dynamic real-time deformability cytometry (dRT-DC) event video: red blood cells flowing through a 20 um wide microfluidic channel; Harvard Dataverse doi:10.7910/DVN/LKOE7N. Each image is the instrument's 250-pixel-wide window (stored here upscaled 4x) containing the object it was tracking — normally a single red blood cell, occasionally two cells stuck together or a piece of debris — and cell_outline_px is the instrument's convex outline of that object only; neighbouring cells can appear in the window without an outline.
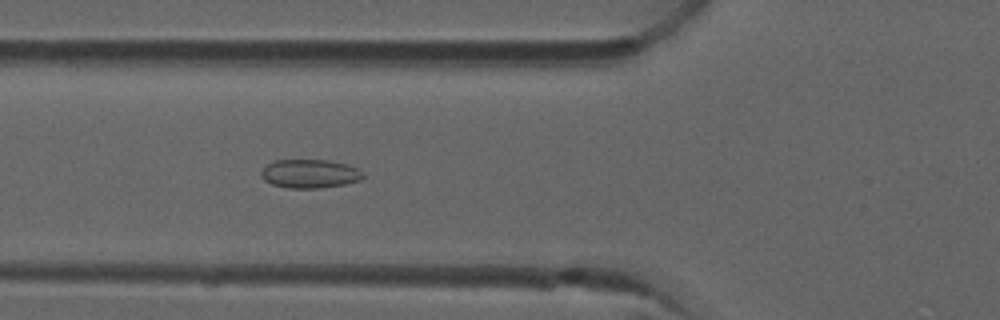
{"species": "common noctule bat (a hibernating species)", "species_latin": "Nyctalus noctula", "temperature_condition": "room temperature", "stored_images_in_passage": 51, "camera_frame_rate_fps": 3000, "um_per_image_px": 0.085, "animal": {"sex": "male", "forearm_length_mm": 52.5}, "frame": {"image": 1, "passage_image": 19, "time_ms": 6.0, "image_size_px": [1000, 320], "cell_outline_px": [[364, 176], [360, 180], [344, 184], [320, 188], [288, 188], [272, 184], [264, 180], [260, 176], [260, 172], [268, 164], [276, 160], [328, 160], [348, 164], [364, 172]], "centroid_in_image_um": [26.34, 14.76], "position_along_channel_um": 99.5, "area_um2": 17.05}}
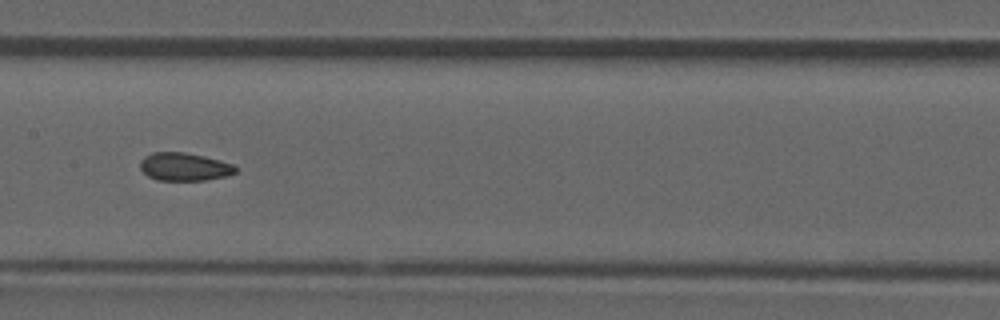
{"frame": {"image": 2, "passage_image": 26, "time_ms": 8.333, "image_size_px": [1000, 320], "cell_outline_px": [[236, 172], [228, 176], [204, 180], [156, 180], [148, 176], [140, 168], [140, 160], [144, 156], [152, 152], [184, 152], [204, 156], [232, 164], [236, 168]], "centroid_in_image_um": [15.64, 14.17], "position_along_channel_um": 191.8, "area_um2": 15.55}}
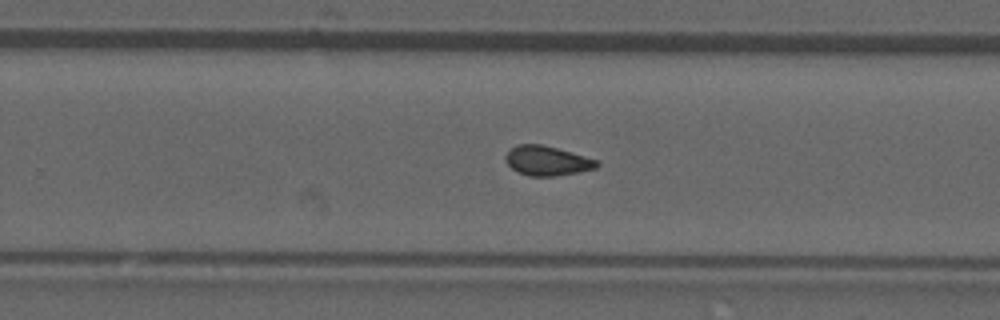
{"frame": {"image": 3, "passage_image": 33, "time_ms": 10.667, "image_size_px": [1000, 320], "cell_outline_px": [[600, 164], [596, 168], [580, 172], [556, 176], [528, 176], [512, 168], [508, 164], [504, 156], [516, 144], [540, 144], [556, 148], [584, 156], [596, 160]], "centroid_in_image_um": [46.5, 13.67], "position_along_channel_um": 283.3, "area_um2": 15.55}, "authors_computed_cell_mechanics": {"area_um2": 15.895, "velocity_mm_per_s": 3.938, "shape_relaxation_time_tau1_ms": null, "shape_relaxation_time_tau2_ms": 2.1629, "deformation_change_tau1": null, "deformation_change_tau2": 0.0733}}